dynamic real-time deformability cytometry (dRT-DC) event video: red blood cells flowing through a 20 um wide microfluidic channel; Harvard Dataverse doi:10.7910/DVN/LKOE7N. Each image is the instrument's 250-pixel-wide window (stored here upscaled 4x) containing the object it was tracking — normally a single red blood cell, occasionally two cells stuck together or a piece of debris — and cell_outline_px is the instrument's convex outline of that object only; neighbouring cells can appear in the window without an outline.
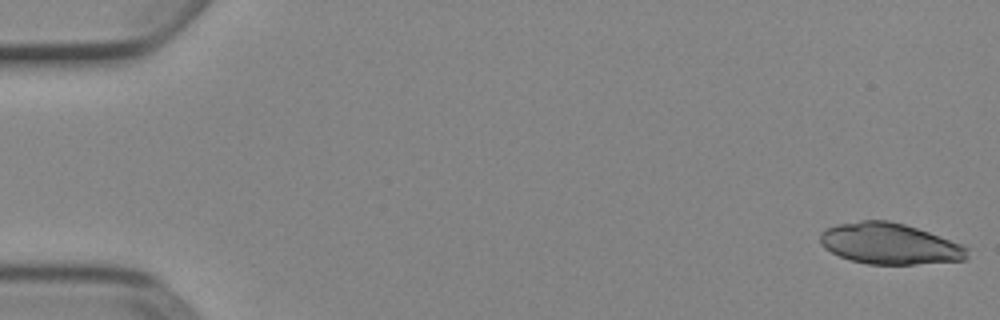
{"species": "Egyptian fruit bat (a non-hibernating species)", "species_latin": "Rousettus aegyptiacus", "temperature_condition": "cold", "stored_images_in_passage": 51, "camera_frame_rate_fps": 3000, "um_per_image_px": 0.085, "animal": {"sex": "female"}, "frame": {"image": 1, "passage_image": 1, "time_ms": 0.0, "image_size_px": [1000, 320], "cell_outline_px": [[968, 256], [964, 260], [916, 264], [868, 264], [852, 260], [840, 256], [824, 248], [820, 240], [820, 232], [828, 228], [840, 224], [860, 220], [888, 220], [904, 224], [928, 232], [960, 244], [968, 248]], "centroid_in_image_um": [75.61, 20.72], "position_along_channel_um": 9.4, "area_um2": 34.8}}